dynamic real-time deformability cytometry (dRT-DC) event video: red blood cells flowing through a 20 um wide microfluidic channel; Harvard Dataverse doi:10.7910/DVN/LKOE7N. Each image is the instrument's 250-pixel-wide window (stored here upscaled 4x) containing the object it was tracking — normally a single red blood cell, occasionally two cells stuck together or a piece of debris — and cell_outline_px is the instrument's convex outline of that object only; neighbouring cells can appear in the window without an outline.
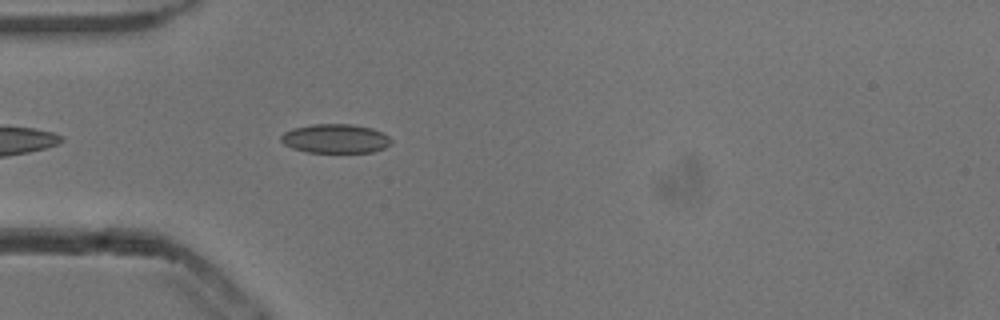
{"species": "common noctule bat (a hibernating species)", "species_latin": "Nyctalus noctula", "temperature_condition": "cold", "stored_images_in_passage": 38, "camera_frame_rate_fps": 3000, "um_per_image_px": 0.085, "animal": {"sex": "male", "body_mass_g": 13.3}, "frame": {"image": 1, "passage_image": 1, "time_ms": 0.0, "image_size_px": [1000, 320], "cell_outline_px": [[392, 144], [384, 148], [372, 152], [308, 152], [292, 148], [284, 144], [280, 140], [280, 136], [284, 132], [292, 128], [312, 124], [352, 124], [372, 128], [388, 136], [392, 140]], "centroid_in_image_um": [28.5, 11.78], "position_along_channel_um": 56.5, "area_um2": 18.73}}
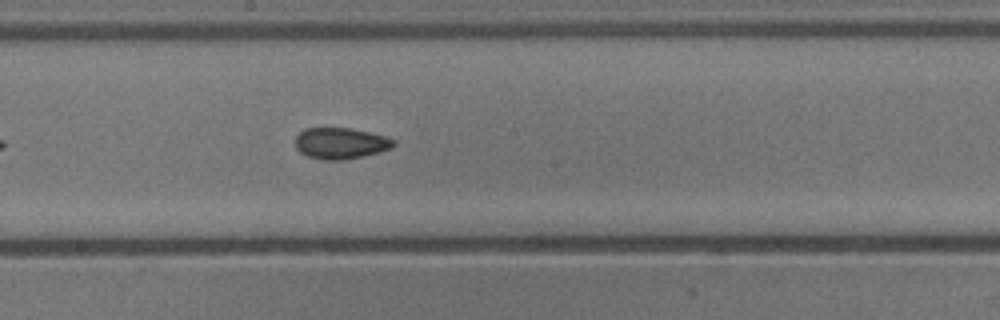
{"frame": {"image": 2, "passage_image": 14, "time_ms": 4.333, "image_size_px": [1000, 320], "cell_outline_px": [[396, 144], [392, 148], [380, 152], [364, 156], [340, 160], [320, 160], [308, 156], [300, 152], [296, 148], [296, 136], [304, 128], [348, 128], [388, 136], [396, 140]], "centroid_in_image_um": [28.98, 12.18], "position_along_channel_um": 219.2, "area_um2": 18.03}}
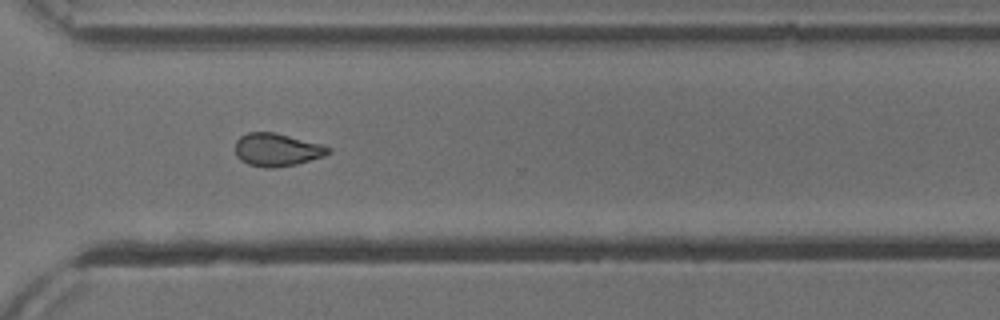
{"frame": {"image": 3, "passage_image": 24, "time_ms": 7.667, "image_size_px": [1000, 320], "cell_outline_px": [[332, 152], [324, 156], [296, 164], [272, 168], [264, 168], [248, 164], [240, 160], [236, 156], [236, 140], [240, 136], [248, 132], [276, 132], [320, 144], [332, 148]], "centroid_in_image_um": [23.53, 12.73], "position_along_channel_um": 347.1, "area_um2": 17.92}, "authors_computed_cell_mechanics": {"area_um2": 18.207, "velocity_mm_per_s": 3.8489, "shape_relaxation_time_tau1_ms": null, "shape_relaxation_time_tau2_ms": 6.5681, "deformation_change_tau1": null, "deformation_change_tau2": 0.1159}}